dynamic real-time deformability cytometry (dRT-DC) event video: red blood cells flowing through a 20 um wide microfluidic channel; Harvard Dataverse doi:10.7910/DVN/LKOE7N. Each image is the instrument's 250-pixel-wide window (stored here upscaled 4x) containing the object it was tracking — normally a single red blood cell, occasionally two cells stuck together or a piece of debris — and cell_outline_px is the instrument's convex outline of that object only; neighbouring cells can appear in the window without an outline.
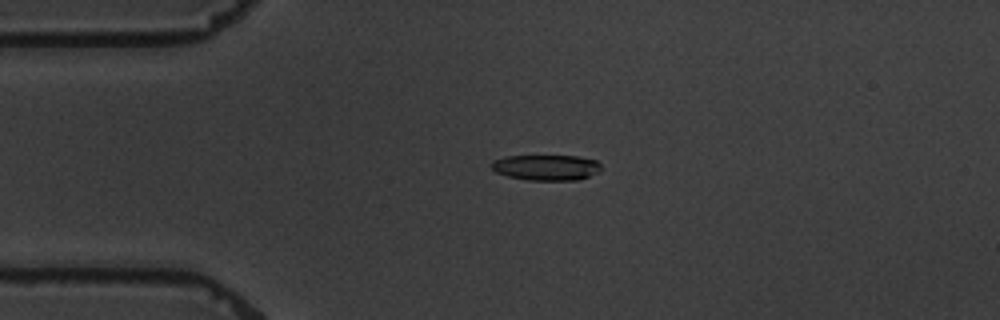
{"species": "common noctule bat (a hibernating species)", "species_latin": "Nyctalus noctula", "temperature_condition": "warm", "stored_images_in_passage": 4, "camera_frame_rate_fps": 3000, "um_per_image_px": 0.085, "animal": {"sex": "male", "body_mass_g": 19.5, "forearm_length_mm": 54.6}, "frame": {"image": 1, "passage_image": 3, "time_ms": 3.333, "image_size_px": [1000, 320], "cell_outline_px": [[600, 172], [576, 180], [528, 180], [508, 176], [496, 172], [492, 168], [492, 160], [504, 156], [576, 156], [596, 160], [600, 164]], "centroid_in_image_um": [46.42, 14.23], "position_along_channel_um": 38.6, "area_um2": 16.3}}